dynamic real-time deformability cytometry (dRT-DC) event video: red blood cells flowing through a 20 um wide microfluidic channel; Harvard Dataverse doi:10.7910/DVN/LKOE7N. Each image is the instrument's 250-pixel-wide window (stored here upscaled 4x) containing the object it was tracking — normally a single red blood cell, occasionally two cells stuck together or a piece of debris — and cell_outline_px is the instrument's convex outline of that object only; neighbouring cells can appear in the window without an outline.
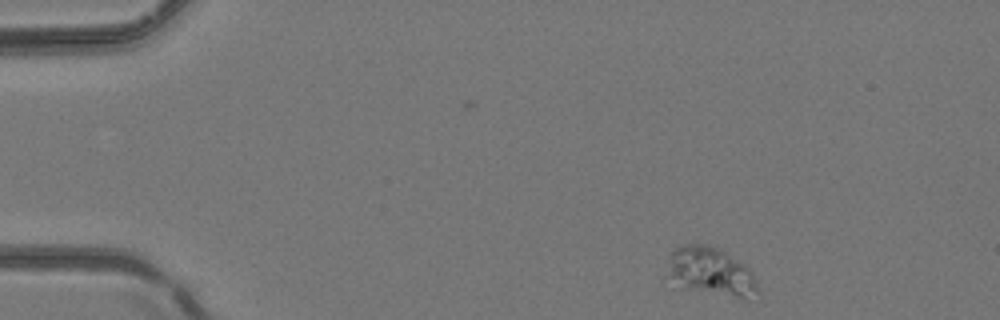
{"species": "common noctule bat (a hibernating species)", "species_latin": "Nyctalus noctula", "temperature_condition": "room temperature", "stored_images_in_passage": 39, "camera_frame_rate_fps": 3000, "um_per_image_px": 0.085, "animal": {"sex": "female", "body_mass_g": 24.6, "forearm_length_mm": 56.2}, "frame": {"image": 1, "passage_image": 1, "time_ms": 0.0, "image_size_px": [1000, 320], "cell_outline_px": [[760, 292], [748, 300], [744, 300], [680, 288], [672, 276], [672, 252], [676, 248], [684, 244], [708, 244], [724, 252], [744, 264], [752, 272]], "centroid_in_image_um": [60.54, 23.14], "position_along_channel_um": 24.5, "area_um2": 25.09}}
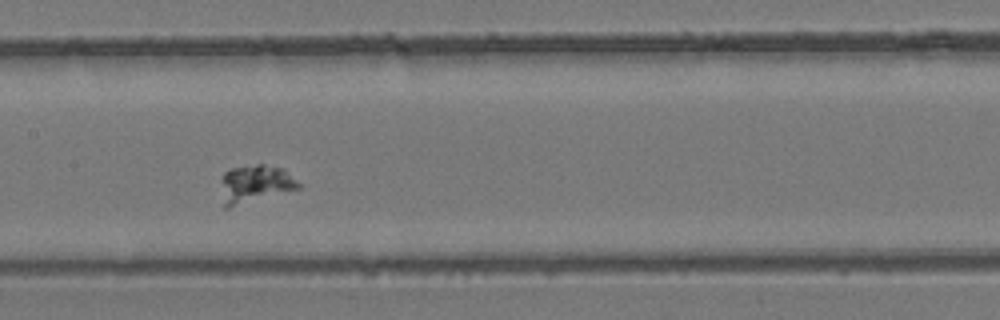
{"frame": {"image": 2, "passage_image": 17, "time_ms": 5.333, "image_size_px": [1000, 320], "cell_outline_px": [[300, 188], [228, 208], [224, 208], [220, 180], [224, 172], [232, 168], [256, 164], [264, 164], [284, 168], [300, 184]], "centroid_in_image_um": [21.66, 15.62], "position_along_channel_um": 185.7, "area_um2": 17.11}}
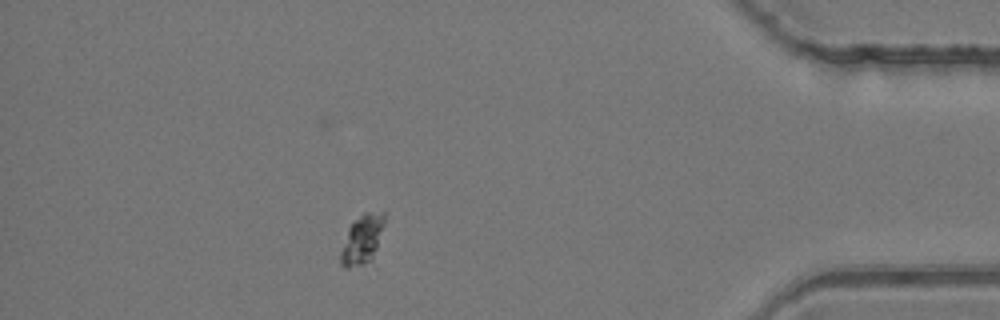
{"frame": {"image": 3, "passage_image": 34, "time_ms": 11.0, "image_size_px": [1000, 320], "cell_outline_px": [[384, 224], [372, 264], [348, 268], [344, 268], [340, 264], [340, 252], [348, 228], [364, 212], [384, 212]], "centroid_in_image_um": [30.78, 20.43], "position_along_channel_um": 404.4, "area_um2": 12.77}}